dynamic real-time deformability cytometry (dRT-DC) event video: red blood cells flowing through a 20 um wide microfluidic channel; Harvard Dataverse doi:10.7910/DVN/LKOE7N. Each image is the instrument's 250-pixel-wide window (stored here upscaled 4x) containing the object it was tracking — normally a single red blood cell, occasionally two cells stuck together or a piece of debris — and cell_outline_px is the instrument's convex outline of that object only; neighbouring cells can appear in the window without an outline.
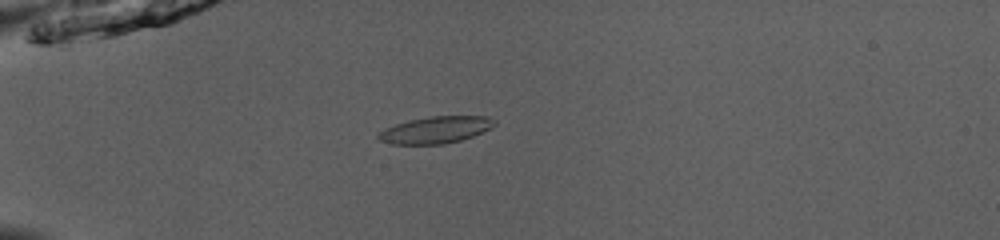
{"species": "common noctule bat (a hibernating species)", "species_latin": "Nyctalus noctula", "temperature_condition": "room temperature", "stored_images_in_passage": 38, "camera_frame_rate_fps": 3000, "um_per_image_px": 0.085, "animal": {"sex": "male", "body_mass_g": 13.0, "forearm_length_mm": 53.1}, "frame": {"image": 1, "passage_image": 1, "time_ms": 0.0, "image_size_px": [1000, 240], "cell_outline_px": [[496, 124], [492, 128], [472, 136], [460, 140], [444, 144], [392, 144], [380, 140], [376, 136], [384, 128], [408, 120], [432, 116], [488, 116]], "centroid_in_image_um": [37.02, 11.04], "position_along_channel_um": 48.0, "area_um2": 18.03}}
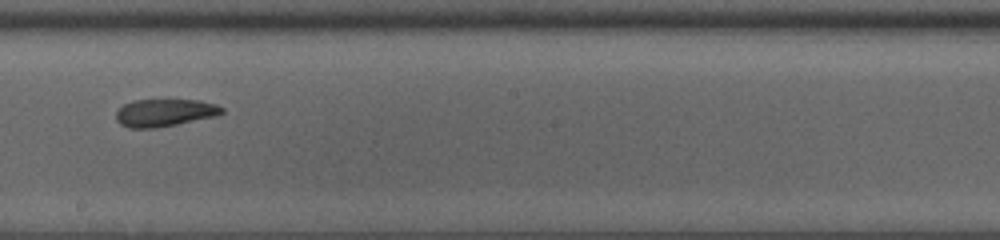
{"frame": {"image": 2, "passage_image": 17, "time_ms": 5.333, "image_size_px": [1000, 240], "cell_outline_px": [[224, 112], [216, 116], [156, 128], [128, 128], [120, 124], [116, 120], [116, 112], [124, 104], [132, 100], [200, 100], [216, 104], [224, 108]], "centroid_in_image_um": [13.99, 9.58], "position_along_channel_um": 234.2, "area_um2": 16.99}}
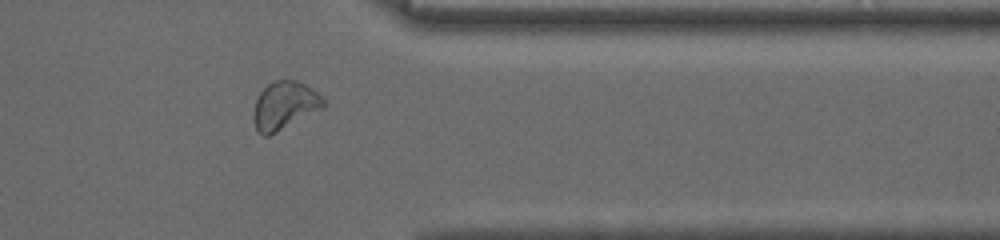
{"frame": {"image": 3, "passage_image": 29, "time_ms": 9.333, "image_size_px": [1000, 240], "cell_outline_px": [[328, 104], [324, 108], [268, 136], [264, 136], [256, 128], [252, 116], [256, 100], [260, 92], [272, 80], [296, 80], [304, 84], [316, 92]], "centroid_in_image_um": [24.19, 8.96], "position_along_channel_um": 387.2, "area_um2": 19.42}, "authors_computed_cell_mechanics": {"area_um2": 17.9469, "velocity_mm_per_s": 3.9356, "shape_relaxation_time_tau1_ms": null, "shape_relaxation_time_tau2_ms": 2.4682, "deformation_change_tau1": null, "deformation_change_tau2": 0.0901}}